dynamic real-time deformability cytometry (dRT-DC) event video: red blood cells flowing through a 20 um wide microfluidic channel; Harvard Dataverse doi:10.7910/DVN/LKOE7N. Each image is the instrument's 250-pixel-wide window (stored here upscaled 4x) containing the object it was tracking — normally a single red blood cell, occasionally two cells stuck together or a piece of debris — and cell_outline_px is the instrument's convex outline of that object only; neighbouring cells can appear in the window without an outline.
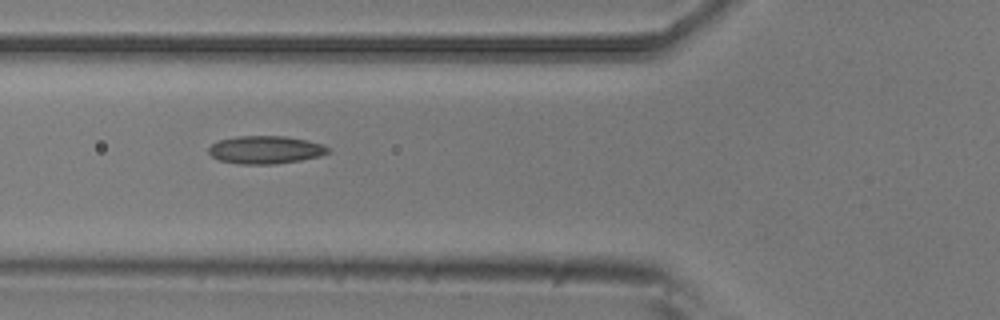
{"species": "common noctule bat (a hibernating species)", "species_latin": "Nyctalus noctula", "temperature_condition": "room temperature", "stored_images_in_passage": 6, "camera_frame_rate_fps": 3000, "um_per_image_px": 0.085, "animal": {"sex": "male", "body_mass_g": 20.5, "forearm_length_mm": 52.5}, "frame": {"image": 1, "passage_image": 2, "time_ms": 0.333, "image_size_px": [1000, 320], "cell_outline_px": [[332, 152], [320, 156], [300, 160], [276, 164], [240, 164], [220, 160], [212, 156], [208, 152], [208, 148], [212, 144], [220, 140], [236, 136], [284, 136], [324, 144]], "centroid_in_image_um": [22.58, 12.73], "position_along_channel_um": 103.2, "area_um2": 19.36}}
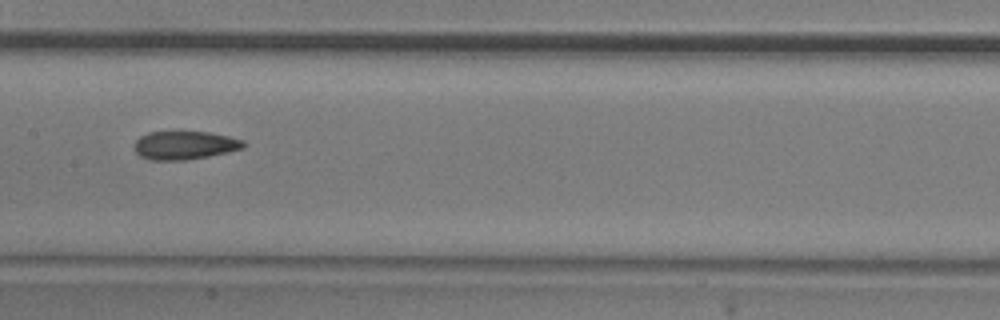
{"frame": {"image": 2, "passage_image": 4, "time_ms": 1.0, "image_size_px": [1000, 320], "cell_outline_px": [[248, 144], [244, 148], [208, 156], [184, 160], [148, 160], [140, 156], [136, 152], [136, 140], [140, 136], [148, 132], [208, 132], [228, 136], [244, 140]], "centroid_in_image_um": [15.72, 12.35], "position_along_channel_um": 191.7, "area_um2": 17.98}}
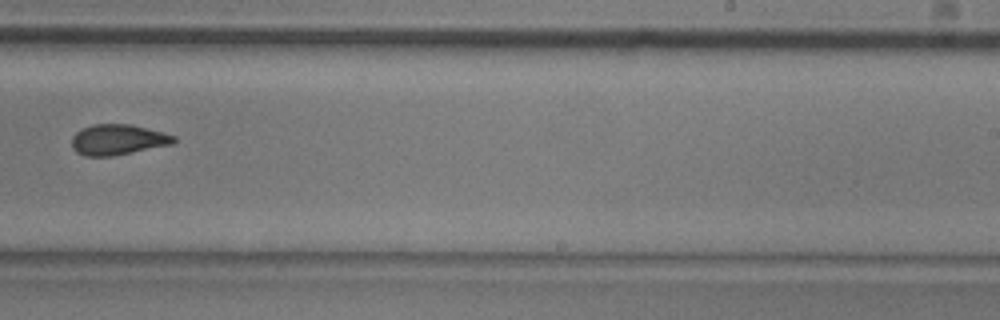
{"frame": {"image": 3, "passage_image": 6, "time_ms": 1.667, "image_size_px": [1000, 320], "cell_outline_px": [[176, 140], [172, 144], [112, 156], [84, 156], [76, 152], [72, 148], [72, 136], [76, 132], [92, 124], [128, 124], [164, 132], [176, 136]], "centroid_in_image_um": [10.0, 11.87], "position_along_channel_um": 279.0, "area_um2": 18.09}}